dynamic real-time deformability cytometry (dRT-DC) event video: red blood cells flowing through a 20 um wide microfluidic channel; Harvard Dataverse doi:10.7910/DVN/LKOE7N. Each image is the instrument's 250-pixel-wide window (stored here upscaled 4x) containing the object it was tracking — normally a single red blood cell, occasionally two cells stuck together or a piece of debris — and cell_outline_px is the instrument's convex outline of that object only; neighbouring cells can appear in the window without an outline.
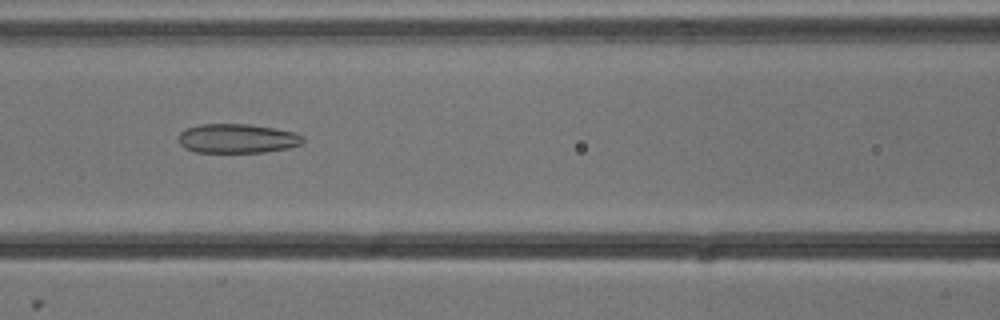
{"species": "common noctule bat (a hibernating species)", "species_latin": "Nyctalus noctula", "temperature_condition": "cold", "stored_images_in_passage": 8, "camera_frame_rate_fps": 3000, "um_per_image_px": 0.085, "animal": {"sex": "male", "body_mass_g": 13.3}, "frame": {"image": 1, "passage_image": 7, "time_ms": 2.0, "image_size_px": [1000, 320], "cell_outline_px": [[304, 140], [300, 144], [288, 148], [264, 152], [196, 152], [184, 148], [180, 144], [180, 132], [184, 128], [200, 124], [248, 124], [276, 128], [296, 132], [304, 136]], "centroid_in_image_um": [20.18, 11.76], "position_along_channel_um": 146.4, "area_um2": 21.33}}
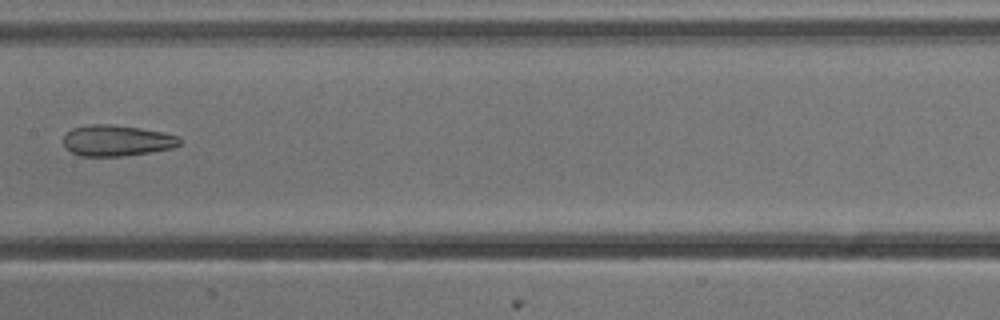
{"frame": {"image": 2, "passage_image": 8, "time_ms": 2.333, "image_size_px": [1000, 320], "cell_outline_px": [[180, 144], [172, 148], [148, 152], [120, 156], [80, 156], [64, 148], [64, 136], [72, 128], [88, 124], [108, 124], [140, 128], [164, 132], [180, 136]], "centroid_in_image_um": [9.91, 11.94], "position_along_channel_um": 197.5, "area_um2": 20.98}}